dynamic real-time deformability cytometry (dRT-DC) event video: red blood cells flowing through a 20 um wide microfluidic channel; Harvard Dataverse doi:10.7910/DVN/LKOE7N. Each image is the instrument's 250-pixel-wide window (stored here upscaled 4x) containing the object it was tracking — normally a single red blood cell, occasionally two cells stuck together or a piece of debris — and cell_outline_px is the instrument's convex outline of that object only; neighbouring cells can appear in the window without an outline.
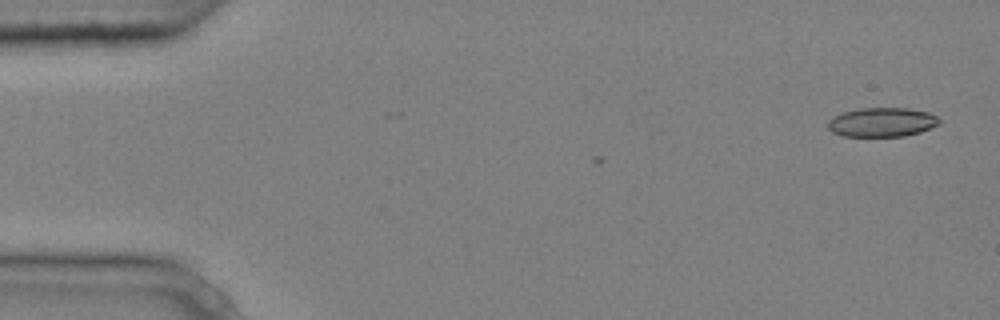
{"species": "common noctule bat (a hibernating species)", "species_latin": "Nyctalus noctula", "temperature_condition": "cold", "stored_images_in_passage": 3, "camera_frame_rate_fps": 3000, "um_per_image_px": 0.085, "animal": {"sex": "male", "body_mass_g": 20.4}, "frame": {"image": 1, "passage_image": 1, "time_ms": 0.0, "image_size_px": [1000, 320], "cell_outline_px": [[940, 124], [920, 132], [904, 136], [844, 136], [832, 132], [828, 128], [828, 120], [844, 112], [856, 108], [908, 108], [928, 112], [936, 116], [940, 120]], "centroid_in_image_um": [74.98, 10.38], "position_along_channel_um": 10.0, "area_um2": 18.9}}